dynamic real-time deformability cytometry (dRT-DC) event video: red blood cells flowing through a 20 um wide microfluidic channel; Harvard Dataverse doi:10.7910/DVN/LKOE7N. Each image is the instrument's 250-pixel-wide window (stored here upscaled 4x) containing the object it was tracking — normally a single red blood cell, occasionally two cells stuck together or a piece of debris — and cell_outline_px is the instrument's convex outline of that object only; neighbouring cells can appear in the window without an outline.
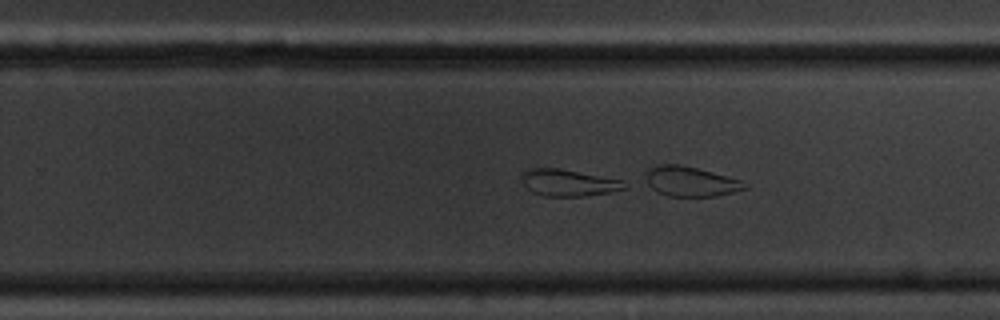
{"species": "common noctule bat (a hibernating species)", "species_latin": "Nyctalus noctula", "temperature_condition": "cold", "stored_images_in_passage": 46, "camera_frame_rate_fps": 3000, "um_per_image_px": 0.085, "animal": {"sex": "male", "body_mass_g": 20.1, "forearm_length_mm": 53.5}, "frame": {"image": 1, "passage_image": 25, "time_ms": 8.0, "image_size_px": [1000, 320], "cell_outline_px": [[628, 188], [608, 192], [584, 196], [544, 196], [532, 192], [524, 184], [524, 172], [528, 168], [560, 168], [620, 180], [628, 184]], "centroid_in_image_um": [48.34, 15.53], "position_along_channel_um": 281.5, "area_um2": 15.72}}
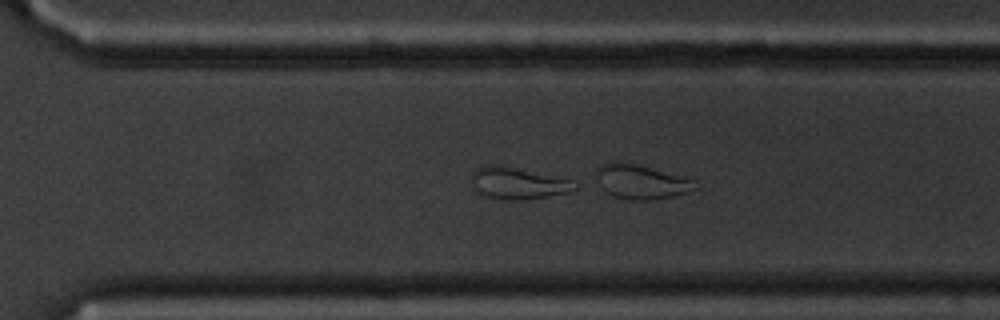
{"frame": {"image": 2, "passage_image": 29, "time_ms": 9.333, "image_size_px": [1000, 320], "cell_outline_px": [[580, 188], [568, 192], [520, 200], [500, 200], [484, 196], [472, 184], [472, 172], [476, 168], [484, 164], [496, 164], [572, 180]], "centroid_in_image_um": [43.98, 15.57], "position_along_channel_um": 326.6, "area_um2": 18.9}}